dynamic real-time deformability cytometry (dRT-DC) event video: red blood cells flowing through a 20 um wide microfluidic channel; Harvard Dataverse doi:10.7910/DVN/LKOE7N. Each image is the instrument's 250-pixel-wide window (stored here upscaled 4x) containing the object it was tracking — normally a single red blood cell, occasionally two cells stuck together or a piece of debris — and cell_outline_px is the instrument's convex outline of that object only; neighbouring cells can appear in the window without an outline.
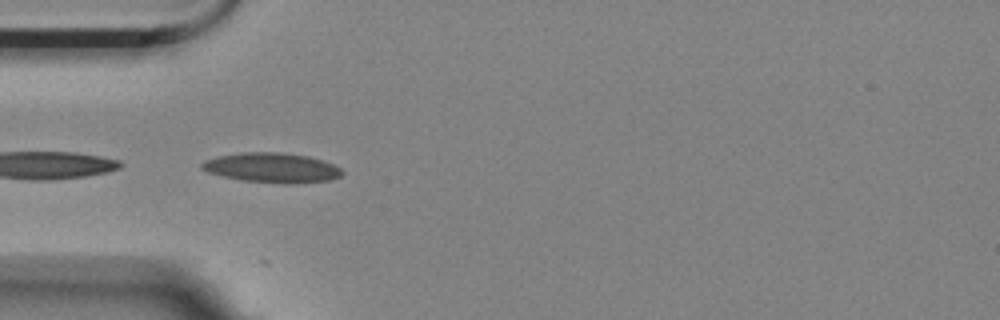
{"species": "Egyptian fruit bat (a non-hibernating species)", "species_latin": "Rousettus aegyptiacus", "temperature_condition": "room temperature", "stored_images_in_passage": 9, "camera_frame_rate_fps": 3000, "um_per_image_px": 0.085, "animal": {"sex": "female"}, "frame": {"image": 1, "passage_image": 1, "time_ms": 0.0, "image_size_px": [1000, 320], "cell_outline_px": [[344, 172], [340, 176], [328, 180], [292, 184], [284, 184], [240, 180], [208, 172], [200, 168], [200, 164], [204, 160], [216, 156], [240, 152], [280, 152], [308, 156], [332, 164], [340, 168]], "centroid_in_image_um": [23.07, 14.25], "position_along_channel_um": 61.9, "area_um2": 24.39}}
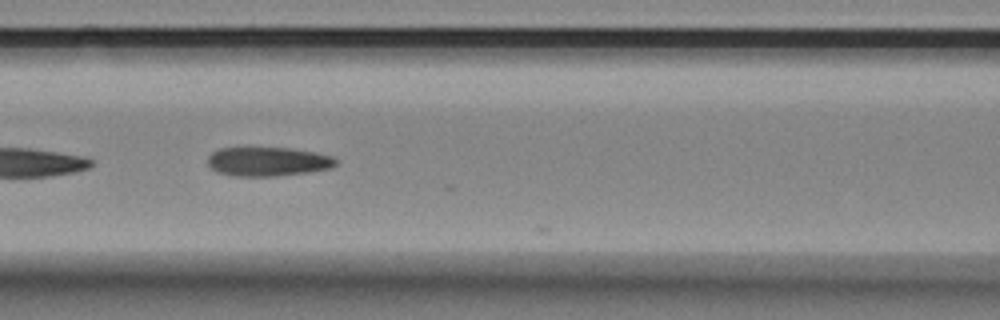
{"frame": {"image": 2, "passage_image": 8, "time_ms": 2.333, "image_size_px": [1000, 320], "cell_outline_px": [[340, 160], [332, 168], [308, 172], [276, 176], [236, 176], [216, 172], [208, 164], [208, 156], [212, 152], [220, 148], [292, 148], [332, 156]], "centroid_in_image_um": [22.78, 13.73], "position_along_channel_um": 143.8, "area_um2": 21.73}}